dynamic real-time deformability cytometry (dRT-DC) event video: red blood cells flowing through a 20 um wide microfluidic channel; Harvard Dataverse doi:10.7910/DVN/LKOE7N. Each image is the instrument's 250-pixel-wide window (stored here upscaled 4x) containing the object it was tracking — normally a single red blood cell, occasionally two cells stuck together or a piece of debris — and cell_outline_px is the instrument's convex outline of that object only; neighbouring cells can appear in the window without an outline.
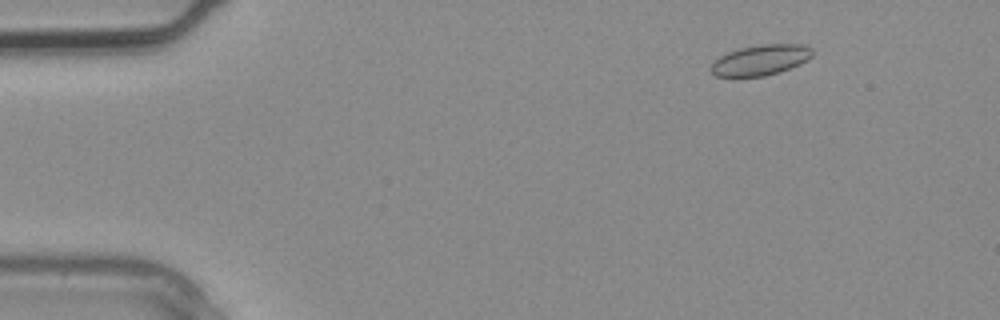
{"species": "common noctule bat (a hibernating species)", "species_latin": "Nyctalus noctula", "temperature_condition": "warm", "stored_images_in_passage": 3, "camera_frame_rate_fps": 3000, "um_per_image_px": 0.085, "animal": {"sex": "male", "body_mass_g": 20.4}, "frame": {"image": 1, "passage_image": 2, "time_ms": 0.333, "image_size_px": [1000, 320], "cell_outline_px": [[812, 56], [808, 60], [800, 64], [780, 72], [764, 76], [736, 80], [716, 76], [708, 68], [720, 56], [728, 52], [740, 48], [764, 44], [804, 44], [812, 48]], "centroid_in_image_um": [64.6, 5.15], "position_along_channel_um": 20.4, "area_um2": 18.67}}